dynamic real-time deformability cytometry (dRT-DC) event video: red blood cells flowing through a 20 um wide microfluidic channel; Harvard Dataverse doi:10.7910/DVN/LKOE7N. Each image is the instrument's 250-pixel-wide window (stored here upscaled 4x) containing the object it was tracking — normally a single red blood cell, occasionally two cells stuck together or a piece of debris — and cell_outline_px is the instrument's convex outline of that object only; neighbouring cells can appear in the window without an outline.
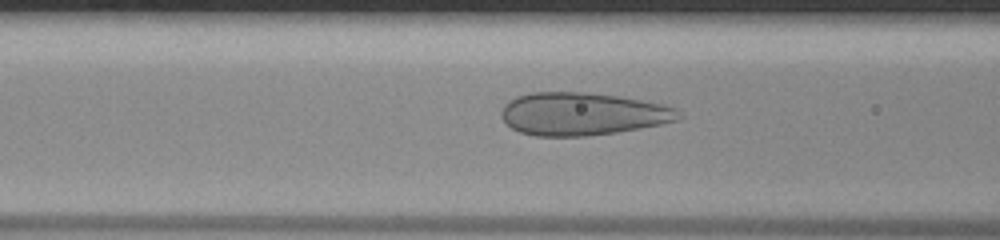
{"species": "human", "species_latin": "Homo sapiens", "temperature_condition": "room temperature", "stored_images_in_passage": 48, "camera_frame_rate_fps": 3000, "um_per_image_px": 0.085, "donor": {"sex": "male"}, "frame": {"image": 1, "passage_image": 20, "time_ms": 6.333, "image_size_px": [1000, 240], "cell_outline_px": [[684, 116], [680, 120], [640, 128], [616, 132], [588, 136], [536, 136], [520, 132], [512, 128], [500, 116], [500, 112], [504, 104], [508, 100], [516, 96], [528, 92], [580, 92], [620, 96], [664, 104], [676, 108]], "centroid_in_image_um": [49.51, 9.67], "position_along_channel_um": 117.1, "area_um2": 44.51}}
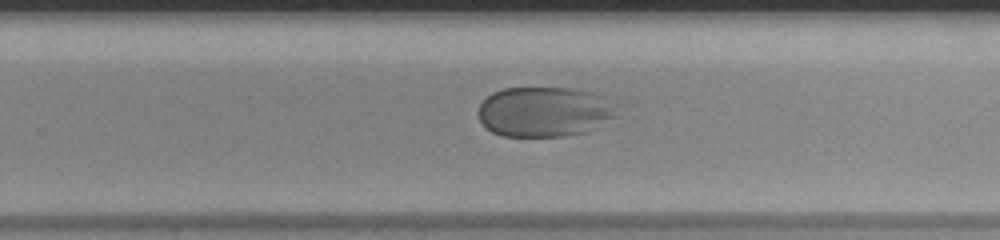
{"frame": {"image": 2, "passage_image": 32, "time_ms": 10.333, "image_size_px": [1000, 240], "cell_outline_px": [[616, 116], [588, 132], [564, 136], [500, 136], [492, 132], [480, 120], [476, 112], [480, 104], [492, 92], [504, 88], [568, 88], [592, 92], [612, 108]], "centroid_in_image_um": [46.16, 9.52], "position_along_channel_um": 283.6, "area_um2": 39.82}}
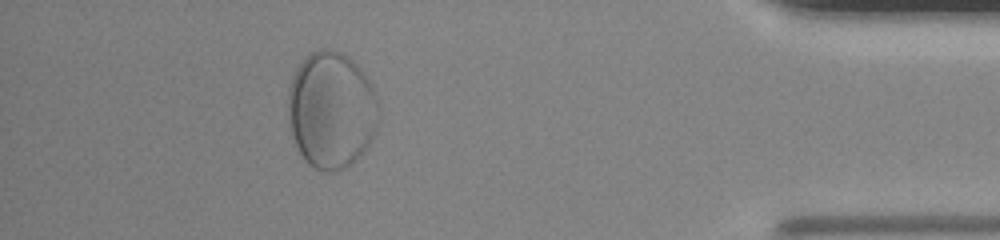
{"frame": {"image": 3, "passage_image": 44, "time_ms": 14.333, "image_size_px": [1000, 240], "cell_outline_px": [[380, 112], [376, 132], [364, 152], [352, 164], [344, 168], [332, 172], [320, 172], [308, 164], [304, 160], [292, 136], [288, 116], [288, 88], [292, 76], [296, 68], [312, 52], [320, 48], [324, 48], [340, 52], [348, 56], [360, 68], [372, 84], [380, 108]], "centroid_in_image_um": [28.18, 9.38], "position_along_channel_um": 407.0, "area_um2": 62.42}}